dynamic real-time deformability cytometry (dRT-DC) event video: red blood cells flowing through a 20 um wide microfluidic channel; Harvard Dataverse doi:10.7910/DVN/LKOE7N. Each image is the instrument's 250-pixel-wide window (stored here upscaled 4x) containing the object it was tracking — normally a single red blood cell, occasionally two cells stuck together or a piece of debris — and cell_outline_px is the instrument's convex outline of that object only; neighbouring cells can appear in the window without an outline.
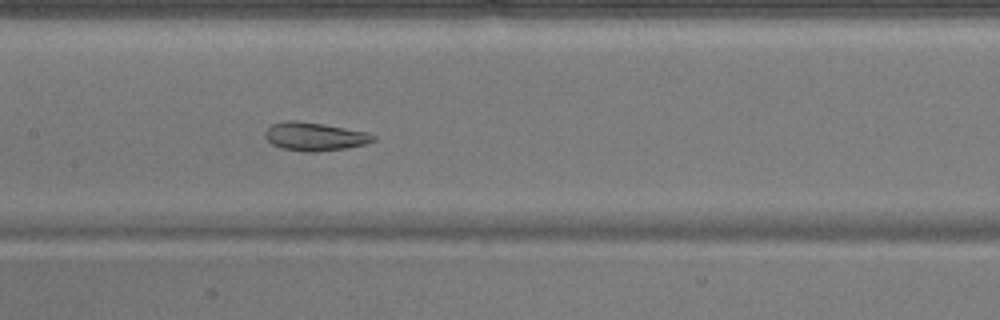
{"species": "common noctule bat (a hibernating species)", "species_latin": "Nyctalus noctula", "temperature_condition": "warm", "stored_images_in_passage": 42, "camera_frame_rate_fps": 3000, "um_per_image_px": 0.085, "animal": {"sex": "male", "body_mass_g": 17.9}, "frame": {"image": 1, "passage_image": 24, "time_ms": 7.667, "image_size_px": [1000, 320], "cell_outline_px": [[376, 140], [364, 144], [344, 148], [316, 152], [304, 152], [280, 148], [272, 144], [264, 136], [264, 132], [272, 124], [284, 120], [296, 120], [324, 124], [368, 132], [376, 136]], "centroid_in_image_um": [26.72, 11.6], "position_along_channel_um": 180.7, "area_um2": 17.98}, "authors_computed_cell_mechanics": {"area_um2": 20.1433, "velocity_mm_per_s": 3.8856, "shape_relaxation_time_tau1_ms": null, "shape_relaxation_time_tau2_ms": 1.5707, "deformation_change_tau1": null, "deformation_change_tau2": 0.0562}}